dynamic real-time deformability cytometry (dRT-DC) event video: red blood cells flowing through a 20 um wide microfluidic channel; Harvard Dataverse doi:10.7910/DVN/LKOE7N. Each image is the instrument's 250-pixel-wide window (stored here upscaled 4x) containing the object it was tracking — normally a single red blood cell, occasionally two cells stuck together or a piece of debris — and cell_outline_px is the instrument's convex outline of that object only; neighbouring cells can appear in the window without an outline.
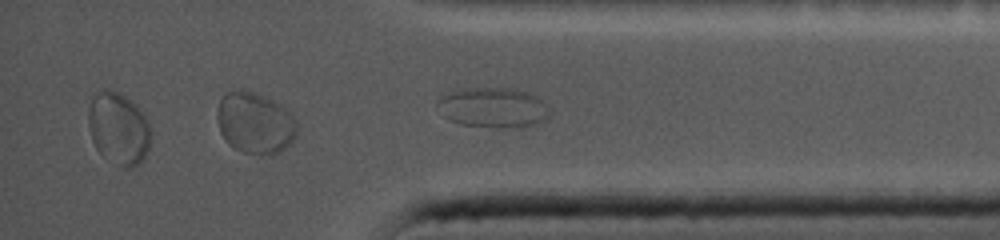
{"species": "common noctule bat (a hibernating species)", "species_latin": "Nyctalus noctula", "temperature_condition": "cold", "stored_images_in_passage": 16, "segment_of_instrument_passage": [2, 2], "camera_frame_rate_fps": 5000, "um_per_image_px": 0.085, "animal": {"sex": "female", "body_mass_g": 19.0, "forearm_length_mm": 56.7}, "frame": {"image": 1, "passage_image": 16, "time_ms": 9.2, "image_size_px": [1000, 240], "cell_outline_px": [[548, 116], [544, 120], [536, 124], [520, 128], [460, 124], [448, 120], [444, 116], [436, 104], [444, 96], [456, 88], [508, 88], [528, 92], [536, 96], [540, 100], [548, 112]], "centroid_in_image_um": [41.88, 9.14], "position_along_channel_um": 393.3, "area_um2": 25.78}}